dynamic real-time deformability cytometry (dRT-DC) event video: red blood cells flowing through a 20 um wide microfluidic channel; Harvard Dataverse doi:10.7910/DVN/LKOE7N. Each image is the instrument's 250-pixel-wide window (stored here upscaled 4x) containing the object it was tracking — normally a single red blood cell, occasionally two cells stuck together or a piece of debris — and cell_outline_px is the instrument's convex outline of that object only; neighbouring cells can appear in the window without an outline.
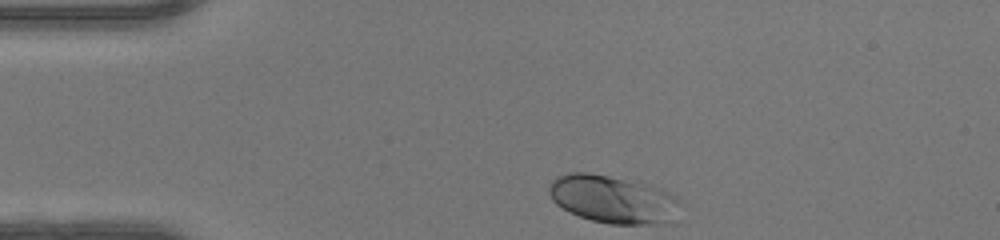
{"species": "human", "species_latin": "Homo sapiens", "temperature_condition": "warm", "stored_images_in_passage": 31, "camera_frame_rate_fps": 3000, "um_per_image_px": 0.085, "donor": {"sex": "female"}, "frame": {"image": 1, "passage_image": 1, "time_ms": 0.0, "image_size_px": [1000, 240], "cell_outline_px": [[680, 200], [660, 220], [652, 224], [612, 224], [592, 220], [580, 216], [556, 204], [552, 200], [548, 192], [548, 188], [552, 180], [556, 176], [568, 172], [588, 172], [652, 184], [680, 196]], "centroid_in_image_um": [51.96, 16.86], "position_along_channel_um": 33.0, "area_um2": 35.66}}
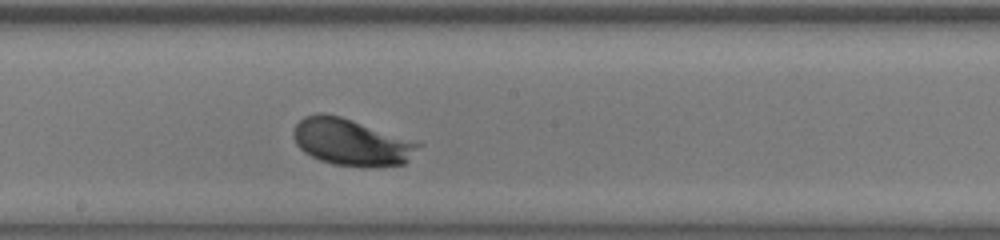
{"frame": {"image": 2, "passage_image": 18, "time_ms": 5.667, "image_size_px": [1000, 240], "cell_outline_px": [[424, 144], [404, 164], [332, 164], [320, 160], [304, 152], [296, 144], [292, 136], [292, 132], [296, 124], [304, 116], [316, 112], [324, 112], [340, 116], [420, 140]], "centroid_in_image_um": [29.88, 12.01], "position_along_channel_um": 218.3, "area_um2": 33.99}}
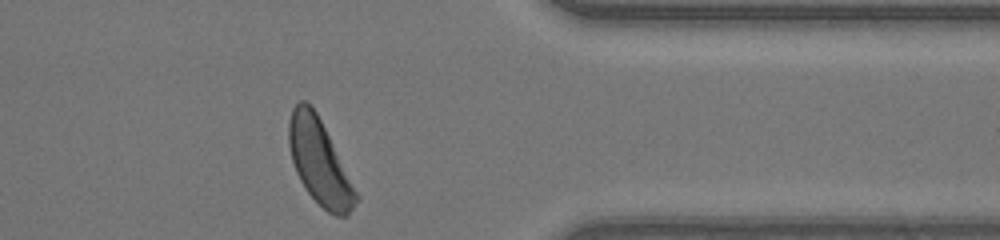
{"frame": {"image": 3, "passage_image": 31, "time_ms": 10.0, "image_size_px": [1000, 240], "cell_outline_px": [[360, 200], [348, 216], [336, 216], [328, 212], [308, 192], [300, 180], [296, 172], [292, 160], [288, 144], [288, 124], [292, 108], [300, 100], [304, 100], [316, 112], [360, 196]], "centroid_in_image_um": [27.17, 13.8], "position_along_channel_um": 384.2, "area_um2": 32.95}, "authors_computed_cell_mechanics": {"area_um2": 33.0038, "velocity_mm_per_s": 4.1501, "shape_relaxation_time_tau1_ms": 1.2318, "shape_relaxation_time_tau2_ms": null, "deformation_change_tau1": 0.1124, "deformation_change_tau2": null}}